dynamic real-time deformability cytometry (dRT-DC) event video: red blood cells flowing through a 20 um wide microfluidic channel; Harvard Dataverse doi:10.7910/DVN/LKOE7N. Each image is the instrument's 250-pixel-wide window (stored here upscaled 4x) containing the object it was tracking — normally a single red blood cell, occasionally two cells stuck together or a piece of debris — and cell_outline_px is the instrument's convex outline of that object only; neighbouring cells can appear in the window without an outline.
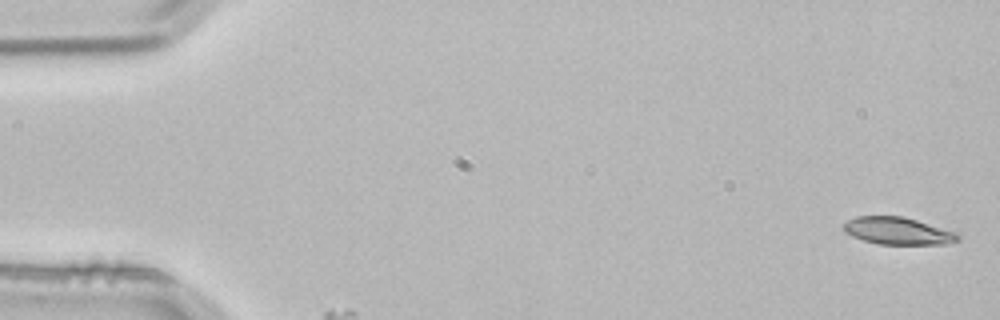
{"species": "common noctule bat (a hibernating species)", "species_latin": "Nyctalus noctula", "temperature_condition": "room temperature", "stored_images_in_passage": 4, "camera_frame_rate_fps": 3000, "um_per_image_px": 0.085, "animal": {"sex": "male", "body_mass_g": 21.5, "forearm_length_mm": 52.0}, "frame": {"image": 1, "passage_image": 1, "time_ms": 0.0, "image_size_px": [1000, 320], "cell_outline_px": [[960, 240], [948, 244], [880, 244], [864, 240], [852, 236], [844, 232], [844, 224], [848, 220], [856, 216], [904, 216], [956, 232], [960, 236]], "centroid_in_image_um": [76.34, 19.63], "position_along_channel_um": 8.7, "area_um2": 18.15}}
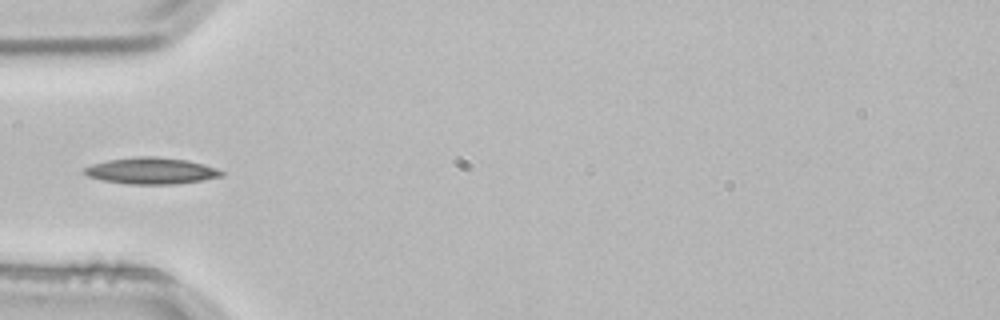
{"frame": {"image": 2, "passage_image": 4, "time_ms": 1.0, "image_size_px": [1000, 320], "cell_outline_px": [[224, 176], [176, 184], [128, 184], [104, 180], [88, 176], [84, 172], [84, 168], [92, 164], [108, 160], [136, 156], [156, 156], [188, 160], [216, 168], [224, 172]], "centroid_in_image_um": [12.87, 14.51], "position_along_channel_um": 72.1, "area_um2": 21.04}}